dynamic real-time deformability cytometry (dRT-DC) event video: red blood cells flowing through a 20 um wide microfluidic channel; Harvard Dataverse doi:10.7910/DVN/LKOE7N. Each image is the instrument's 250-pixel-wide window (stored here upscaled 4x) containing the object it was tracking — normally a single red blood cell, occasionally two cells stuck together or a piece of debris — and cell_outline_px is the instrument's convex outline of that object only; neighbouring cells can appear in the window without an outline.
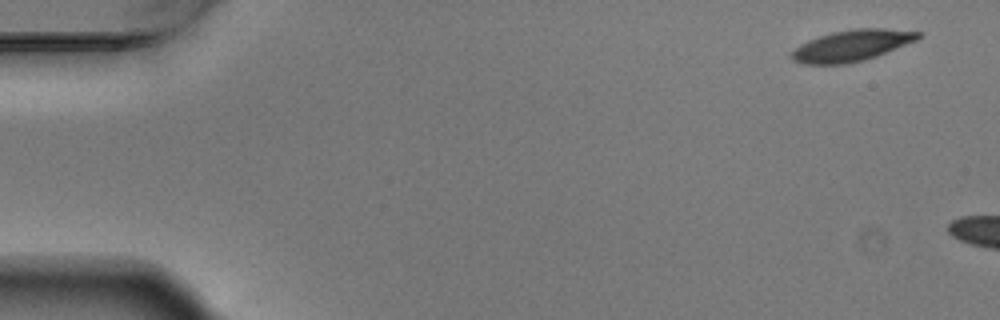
{"species": "Egyptian fruit bat (a non-hibernating species)", "species_latin": "Rousettus aegyptiacus", "temperature_condition": "warm", "stored_images_in_passage": 2, "camera_frame_rate_fps": 3000, "um_per_image_px": 0.085, "animal": {"sex": "male"}, "frame": {"image": 1, "passage_image": 1, "time_ms": 0.0, "image_size_px": [1000, 320], "cell_outline_px": [[920, 36], [916, 40], [876, 56], [864, 60], [844, 64], [804, 64], [792, 60], [788, 56], [800, 44], [808, 40], [832, 32], [852, 28], [884, 28], [920, 32]], "centroid_in_image_um": [72.35, 3.87], "position_along_channel_um": 12.6, "area_um2": 22.89}}